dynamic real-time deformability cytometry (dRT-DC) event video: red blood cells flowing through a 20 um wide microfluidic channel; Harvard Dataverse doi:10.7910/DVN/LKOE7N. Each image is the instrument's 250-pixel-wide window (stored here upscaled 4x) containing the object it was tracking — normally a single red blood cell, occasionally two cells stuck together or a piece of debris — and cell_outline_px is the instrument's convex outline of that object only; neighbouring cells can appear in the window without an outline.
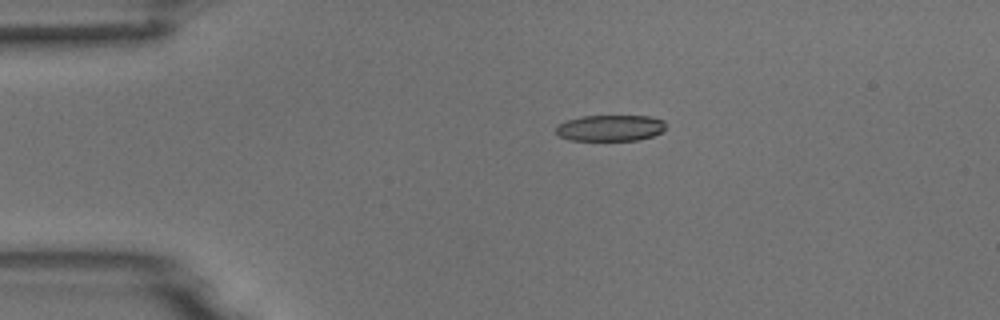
{"species": "common noctule bat (a hibernating species)", "species_latin": "Nyctalus noctula", "temperature_condition": "room temperature", "stored_images_in_passage": 5, "camera_frame_rate_fps": 3000, "um_per_image_px": 0.085, "animal": {"sex": "male", "body_mass_g": 18.8}, "frame": {"image": 1, "passage_image": 3, "time_ms": 2.333, "image_size_px": [1000, 320], "cell_outline_px": [[664, 128], [660, 132], [652, 136], [636, 140], [568, 140], [560, 136], [556, 132], [556, 124], [580, 116], [652, 116], [664, 120]], "centroid_in_image_um": [51.84, 10.87], "position_along_channel_um": 33.2, "area_um2": 16.7}}
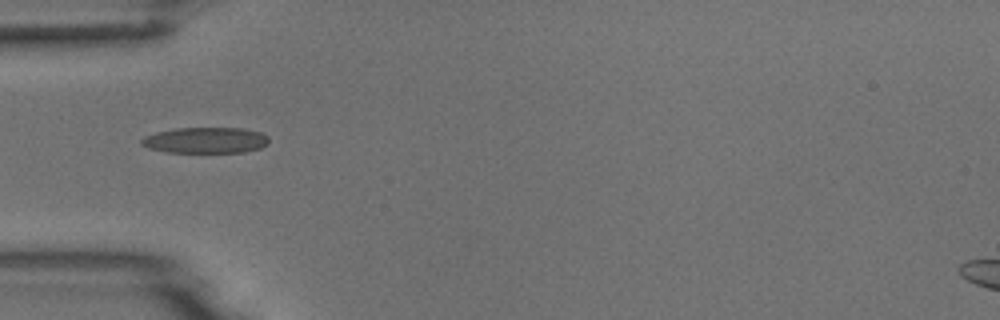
{"frame": {"image": 2, "passage_image": 5, "time_ms": 4.333, "image_size_px": [1000, 320], "cell_outline_px": [[268, 144], [260, 148], [244, 152], [168, 152], [148, 148], [140, 144], [140, 140], [144, 136], [156, 132], [176, 128], [244, 128], [260, 132], [268, 136]], "centroid_in_image_um": [17.46, 11.92], "position_along_channel_um": 67.5, "area_um2": 19.31}}